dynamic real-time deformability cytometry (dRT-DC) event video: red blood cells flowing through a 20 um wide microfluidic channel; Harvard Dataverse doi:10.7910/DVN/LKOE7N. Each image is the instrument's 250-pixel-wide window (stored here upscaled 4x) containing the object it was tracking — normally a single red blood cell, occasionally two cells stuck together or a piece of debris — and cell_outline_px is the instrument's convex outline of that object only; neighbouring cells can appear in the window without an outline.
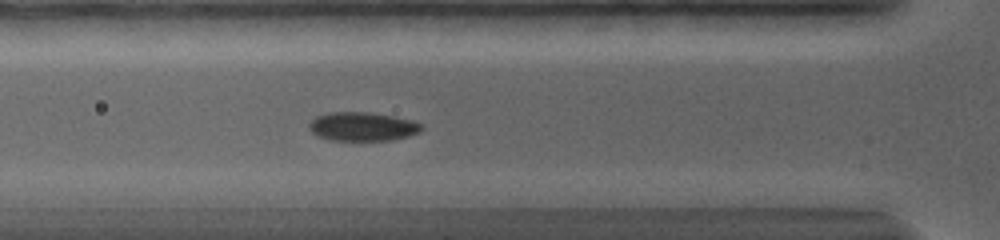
{"species": "common noctule bat (a hibernating species)", "species_latin": "Nyctalus noctula", "temperature_condition": "warm", "stored_images_in_passage": 7, "camera_frame_rate_fps": 5000, "um_per_image_px": 0.085, "animal": {"sex": "female", "body_mass_g": 19.0, "forearm_length_mm": 56.7}, "frame": {"image": 1, "passage_image": 7, "time_ms": 4.4, "image_size_px": [1000, 240], "cell_outline_px": [[424, 128], [420, 132], [408, 136], [392, 140], [332, 140], [316, 136], [308, 128], [308, 124], [316, 116], [328, 112], [368, 112], [392, 116], [412, 120], [424, 124]], "centroid_in_image_um": [30.82, 10.75], "position_along_channel_um": 95.0, "area_um2": 19.02}}